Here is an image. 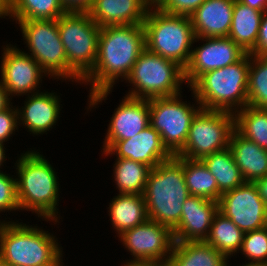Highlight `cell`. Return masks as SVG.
Returning <instances> with one entry per match:
<instances>
[{"mask_svg":"<svg viewBox=\"0 0 267 266\" xmlns=\"http://www.w3.org/2000/svg\"><path fill=\"white\" fill-rule=\"evenodd\" d=\"M144 49L145 32L142 24L105 26L100 29L94 68L81 82L82 87L89 88L85 114L108 100L115 84L127 79Z\"/></svg>","mask_w":267,"mask_h":266,"instance_id":"cell-1","label":"cell"},{"mask_svg":"<svg viewBox=\"0 0 267 266\" xmlns=\"http://www.w3.org/2000/svg\"><path fill=\"white\" fill-rule=\"evenodd\" d=\"M28 149L30 150L15 157L17 160L12 166L16 169L14 171L20 212L31 211L36 218L59 226L63 217L59 211L61 188L58 172L40 149Z\"/></svg>","mask_w":267,"mask_h":266,"instance_id":"cell-2","label":"cell"},{"mask_svg":"<svg viewBox=\"0 0 267 266\" xmlns=\"http://www.w3.org/2000/svg\"><path fill=\"white\" fill-rule=\"evenodd\" d=\"M54 232L20 221L0 226V258L11 266H60L62 244Z\"/></svg>","mask_w":267,"mask_h":266,"instance_id":"cell-3","label":"cell"},{"mask_svg":"<svg viewBox=\"0 0 267 266\" xmlns=\"http://www.w3.org/2000/svg\"><path fill=\"white\" fill-rule=\"evenodd\" d=\"M143 196L150 220L171 230L179 224L183 203L190 193L184 180V166L176 156L150 170Z\"/></svg>","mask_w":267,"mask_h":266,"instance_id":"cell-4","label":"cell"},{"mask_svg":"<svg viewBox=\"0 0 267 266\" xmlns=\"http://www.w3.org/2000/svg\"><path fill=\"white\" fill-rule=\"evenodd\" d=\"M251 54L226 67L200 75L189 87L202 109L236 113L248 105Z\"/></svg>","mask_w":267,"mask_h":266,"instance_id":"cell-5","label":"cell"},{"mask_svg":"<svg viewBox=\"0 0 267 266\" xmlns=\"http://www.w3.org/2000/svg\"><path fill=\"white\" fill-rule=\"evenodd\" d=\"M57 25L68 63V84L81 86L94 68L101 28L88 12H66L57 19Z\"/></svg>","mask_w":267,"mask_h":266,"instance_id":"cell-6","label":"cell"},{"mask_svg":"<svg viewBox=\"0 0 267 266\" xmlns=\"http://www.w3.org/2000/svg\"><path fill=\"white\" fill-rule=\"evenodd\" d=\"M145 48L185 68L196 38L189 16L148 10L143 22Z\"/></svg>","mask_w":267,"mask_h":266,"instance_id":"cell-7","label":"cell"},{"mask_svg":"<svg viewBox=\"0 0 267 266\" xmlns=\"http://www.w3.org/2000/svg\"><path fill=\"white\" fill-rule=\"evenodd\" d=\"M124 82L131 88L125 95L147 100L177 95L187 85L182 66L146 48Z\"/></svg>","mask_w":267,"mask_h":266,"instance_id":"cell-8","label":"cell"},{"mask_svg":"<svg viewBox=\"0 0 267 266\" xmlns=\"http://www.w3.org/2000/svg\"><path fill=\"white\" fill-rule=\"evenodd\" d=\"M18 24L26 49L40 67L48 74L49 80L68 82V63L58 31L57 19L10 20ZM28 50V52H27Z\"/></svg>","mask_w":267,"mask_h":266,"instance_id":"cell-9","label":"cell"},{"mask_svg":"<svg viewBox=\"0 0 267 266\" xmlns=\"http://www.w3.org/2000/svg\"><path fill=\"white\" fill-rule=\"evenodd\" d=\"M192 102L183 94L149 99L150 125L159 132L167 150L177 155L184 147L191 122L202 109L191 89Z\"/></svg>","mask_w":267,"mask_h":266,"instance_id":"cell-10","label":"cell"},{"mask_svg":"<svg viewBox=\"0 0 267 266\" xmlns=\"http://www.w3.org/2000/svg\"><path fill=\"white\" fill-rule=\"evenodd\" d=\"M234 130V113L201 109L191 122L183 149L175 156L201 160L226 149Z\"/></svg>","mask_w":267,"mask_h":266,"instance_id":"cell-11","label":"cell"},{"mask_svg":"<svg viewBox=\"0 0 267 266\" xmlns=\"http://www.w3.org/2000/svg\"><path fill=\"white\" fill-rule=\"evenodd\" d=\"M117 239L131 255L121 264H166L175 242L170 228L150 219L125 231Z\"/></svg>","mask_w":267,"mask_h":266,"instance_id":"cell-12","label":"cell"},{"mask_svg":"<svg viewBox=\"0 0 267 266\" xmlns=\"http://www.w3.org/2000/svg\"><path fill=\"white\" fill-rule=\"evenodd\" d=\"M7 43L3 42L4 46H1L0 82L10 97H23L43 90L42 82L48 74L16 43Z\"/></svg>","mask_w":267,"mask_h":266,"instance_id":"cell-13","label":"cell"},{"mask_svg":"<svg viewBox=\"0 0 267 266\" xmlns=\"http://www.w3.org/2000/svg\"><path fill=\"white\" fill-rule=\"evenodd\" d=\"M198 42L200 44L196 45ZM246 54L247 52L229 37H196L190 61L184 68L187 87L200 75L231 65Z\"/></svg>","mask_w":267,"mask_h":266,"instance_id":"cell-14","label":"cell"},{"mask_svg":"<svg viewBox=\"0 0 267 266\" xmlns=\"http://www.w3.org/2000/svg\"><path fill=\"white\" fill-rule=\"evenodd\" d=\"M218 203L219 212L231 219L244 233L267 226V205L255 183L245 182L223 193Z\"/></svg>","mask_w":267,"mask_h":266,"instance_id":"cell-15","label":"cell"},{"mask_svg":"<svg viewBox=\"0 0 267 266\" xmlns=\"http://www.w3.org/2000/svg\"><path fill=\"white\" fill-rule=\"evenodd\" d=\"M42 90L26 95L21 106L16 105L18 111V126L25 128L33 137L48 134L56 128L58 119L62 116L63 106L60 93ZM23 105V106H22Z\"/></svg>","mask_w":267,"mask_h":266,"instance_id":"cell-16","label":"cell"},{"mask_svg":"<svg viewBox=\"0 0 267 266\" xmlns=\"http://www.w3.org/2000/svg\"><path fill=\"white\" fill-rule=\"evenodd\" d=\"M121 99L108 120L101 151L115 141L134 137L150 125L149 100L127 95Z\"/></svg>","mask_w":267,"mask_h":266,"instance_id":"cell-17","label":"cell"},{"mask_svg":"<svg viewBox=\"0 0 267 266\" xmlns=\"http://www.w3.org/2000/svg\"><path fill=\"white\" fill-rule=\"evenodd\" d=\"M100 152L101 156L130 159L151 169L173 156L164 146L159 132L151 125L132 138L113 142L105 151Z\"/></svg>","mask_w":267,"mask_h":266,"instance_id":"cell-18","label":"cell"},{"mask_svg":"<svg viewBox=\"0 0 267 266\" xmlns=\"http://www.w3.org/2000/svg\"><path fill=\"white\" fill-rule=\"evenodd\" d=\"M218 212L217 201L190 195L183 203L179 224L172 230L174 241H205Z\"/></svg>","mask_w":267,"mask_h":266,"instance_id":"cell-19","label":"cell"},{"mask_svg":"<svg viewBox=\"0 0 267 266\" xmlns=\"http://www.w3.org/2000/svg\"><path fill=\"white\" fill-rule=\"evenodd\" d=\"M235 0H205L189 17L196 37H228Z\"/></svg>","mask_w":267,"mask_h":266,"instance_id":"cell-20","label":"cell"},{"mask_svg":"<svg viewBox=\"0 0 267 266\" xmlns=\"http://www.w3.org/2000/svg\"><path fill=\"white\" fill-rule=\"evenodd\" d=\"M147 11L143 0H94L88 14L102 28L143 24Z\"/></svg>","mask_w":267,"mask_h":266,"instance_id":"cell-21","label":"cell"},{"mask_svg":"<svg viewBox=\"0 0 267 266\" xmlns=\"http://www.w3.org/2000/svg\"><path fill=\"white\" fill-rule=\"evenodd\" d=\"M229 148L245 182H252L267 175V150L259 147L236 130L231 134Z\"/></svg>","mask_w":267,"mask_h":266,"instance_id":"cell-22","label":"cell"},{"mask_svg":"<svg viewBox=\"0 0 267 266\" xmlns=\"http://www.w3.org/2000/svg\"><path fill=\"white\" fill-rule=\"evenodd\" d=\"M108 204L107 213L117 237L149 219L143 195L116 193Z\"/></svg>","mask_w":267,"mask_h":266,"instance_id":"cell-23","label":"cell"},{"mask_svg":"<svg viewBox=\"0 0 267 266\" xmlns=\"http://www.w3.org/2000/svg\"><path fill=\"white\" fill-rule=\"evenodd\" d=\"M228 258L205 241L174 242L167 266H226Z\"/></svg>","mask_w":267,"mask_h":266,"instance_id":"cell-24","label":"cell"},{"mask_svg":"<svg viewBox=\"0 0 267 266\" xmlns=\"http://www.w3.org/2000/svg\"><path fill=\"white\" fill-rule=\"evenodd\" d=\"M263 12L235 0L228 37L247 53L255 46Z\"/></svg>","mask_w":267,"mask_h":266,"instance_id":"cell-25","label":"cell"},{"mask_svg":"<svg viewBox=\"0 0 267 266\" xmlns=\"http://www.w3.org/2000/svg\"><path fill=\"white\" fill-rule=\"evenodd\" d=\"M112 181L118 194L143 195L151 168L141 162L126 158H115Z\"/></svg>","mask_w":267,"mask_h":266,"instance_id":"cell-26","label":"cell"},{"mask_svg":"<svg viewBox=\"0 0 267 266\" xmlns=\"http://www.w3.org/2000/svg\"><path fill=\"white\" fill-rule=\"evenodd\" d=\"M201 161L215 177L218 189L222 194L245 183L229 147L214 152L202 158Z\"/></svg>","mask_w":267,"mask_h":266,"instance_id":"cell-27","label":"cell"},{"mask_svg":"<svg viewBox=\"0 0 267 266\" xmlns=\"http://www.w3.org/2000/svg\"><path fill=\"white\" fill-rule=\"evenodd\" d=\"M244 234L231 219L218 212L213 219L205 242L213 246L228 259H231L238 255Z\"/></svg>","mask_w":267,"mask_h":266,"instance_id":"cell-28","label":"cell"},{"mask_svg":"<svg viewBox=\"0 0 267 266\" xmlns=\"http://www.w3.org/2000/svg\"><path fill=\"white\" fill-rule=\"evenodd\" d=\"M184 166V180L191 196H200L219 201V191L215 177L201 160H192L176 156Z\"/></svg>","mask_w":267,"mask_h":266,"instance_id":"cell-29","label":"cell"},{"mask_svg":"<svg viewBox=\"0 0 267 266\" xmlns=\"http://www.w3.org/2000/svg\"><path fill=\"white\" fill-rule=\"evenodd\" d=\"M66 11L59 0H7V19H58Z\"/></svg>","mask_w":267,"mask_h":266,"instance_id":"cell-30","label":"cell"},{"mask_svg":"<svg viewBox=\"0 0 267 266\" xmlns=\"http://www.w3.org/2000/svg\"><path fill=\"white\" fill-rule=\"evenodd\" d=\"M234 115L235 130L267 150V109L247 105Z\"/></svg>","mask_w":267,"mask_h":266,"instance_id":"cell-31","label":"cell"},{"mask_svg":"<svg viewBox=\"0 0 267 266\" xmlns=\"http://www.w3.org/2000/svg\"><path fill=\"white\" fill-rule=\"evenodd\" d=\"M248 105L267 109V55H252L248 71Z\"/></svg>","mask_w":267,"mask_h":266,"instance_id":"cell-32","label":"cell"},{"mask_svg":"<svg viewBox=\"0 0 267 266\" xmlns=\"http://www.w3.org/2000/svg\"><path fill=\"white\" fill-rule=\"evenodd\" d=\"M239 253L245 258L242 263L267 266V226L246 232Z\"/></svg>","mask_w":267,"mask_h":266,"instance_id":"cell-33","label":"cell"},{"mask_svg":"<svg viewBox=\"0 0 267 266\" xmlns=\"http://www.w3.org/2000/svg\"><path fill=\"white\" fill-rule=\"evenodd\" d=\"M6 171H0V213L6 212V217L9 220L6 221H19L10 219L7 216V212L14 213L15 211L20 212L18 200H17V187H16V175L6 173ZM2 218V216L0 215Z\"/></svg>","mask_w":267,"mask_h":266,"instance_id":"cell-34","label":"cell"},{"mask_svg":"<svg viewBox=\"0 0 267 266\" xmlns=\"http://www.w3.org/2000/svg\"><path fill=\"white\" fill-rule=\"evenodd\" d=\"M18 111L16 104L0 112V143L7 144L15 132H19ZM17 130V131H16Z\"/></svg>","mask_w":267,"mask_h":266,"instance_id":"cell-35","label":"cell"},{"mask_svg":"<svg viewBox=\"0 0 267 266\" xmlns=\"http://www.w3.org/2000/svg\"><path fill=\"white\" fill-rule=\"evenodd\" d=\"M205 0H167L160 8L169 14L190 16Z\"/></svg>","mask_w":267,"mask_h":266,"instance_id":"cell-36","label":"cell"},{"mask_svg":"<svg viewBox=\"0 0 267 266\" xmlns=\"http://www.w3.org/2000/svg\"><path fill=\"white\" fill-rule=\"evenodd\" d=\"M249 54L267 55V10H265L262 15L256 46Z\"/></svg>","mask_w":267,"mask_h":266,"instance_id":"cell-37","label":"cell"},{"mask_svg":"<svg viewBox=\"0 0 267 266\" xmlns=\"http://www.w3.org/2000/svg\"><path fill=\"white\" fill-rule=\"evenodd\" d=\"M66 12H88L94 0H59Z\"/></svg>","mask_w":267,"mask_h":266,"instance_id":"cell-38","label":"cell"},{"mask_svg":"<svg viewBox=\"0 0 267 266\" xmlns=\"http://www.w3.org/2000/svg\"><path fill=\"white\" fill-rule=\"evenodd\" d=\"M12 100L13 99L0 82V112L14 104Z\"/></svg>","mask_w":267,"mask_h":266,"instance_id":"cell-39","label":"cell"},{"mask_svg":"<svg viewBox=\"0 0 267 266\" xmlns=\"http://www.w3.org/2000/svg\"><path fill=\"white\" fill-rule=\"evenodd\" d=\"M258 188L260 197L263 199L264 203L267 205V175L254 182Z\"/></svg>","mask_w":267,"mask_h":266,"instance_id":"cell-40","label":"cell"},{"mask_svg":"<svg viewBox=\"0 0 267 266\" xmlns=\"http://www.w3.org/2000/svg\"><path fill=\"white\" fill-rule=\"evenodd\" d=\"M239 1L245 5H248L249 7L255 8L262 12L267 10V0H239Z\"/></svg>","mask_w":267,"mask_h":266,"instance_id":"cell-41","label":"cell"},{"mask_svg":"<svg viewBox=\"0 0 267 266\" xmlns=\"http://www.w3.org/2000/svg\"><path fill=\"white\" fill-rule=\"evenodd\" d=\"M167 0H143L145 7L148 10L160 9Z\"/></svg>","mask_w":267,"mask_h":266,"instance_id":"cell-42","label":"cell"},{"mask_svg":"<svg viewBox=\"0 0 267 266\" xmlns=\"http://www.w3.org/2000/svg\"><path fill=\"white\" fill-rule=\"evenodd\" d=\"M6 150H7L6 145L0 143V171H3V170L5 171L4 168H6V167L4 165L7 162V159L9 158V156L6 153Z\"/></svg>","mask_w":267,"mask_h":266,"instance_id":"cell-43","label":"cell"},{"mask_svg":"<svg viewBox=\"0 0 267 266\" xmlns=\"http://www.w3.org/2000/svg\"><path fill=\"white\" fill-rule=\"evenodd\" d=\"M7 19V0H0V19Z\"/></svg>","mask_w":267,"mask_h":266,"instance_id":"cell-44","label":"cell"},{"mask_svg":"<svg viewBox=\"0 0 267 266\" xmlns=\"http://www.w3.org/2000/svg\"><path fill=\"white\" fill-rule=\"evenodd\" d=\"M120 266H167L166 264H121Z\"/></svg>","mask_w":267,"mask_h":266,"instance_id":"cell-45","label":"cell"},{"mask_svg":"<svg viewBox=\"0 0 267 266\" xmlns=\"http://www.w3.org/2000/svg\"><path fill=\"white\" fill-rule=\"evenodd\" d=\"M231 261V259L228 260L227 265L226 266H231V264L229 263ZM239 266H263V265H258V264H245V263H240Z\"/></svg>","mask_w":267,"mask_h":266,"instance_id":"cell-46","label":"cell"},{"mask_svg":"<svg viewBox=\"0 0 267 266\" xmlns=\"http://www.w3.org/2000/svg\"><path fill=\"white\" fill-rule=\"evenodd\" d=\"M0 266H11L0 258Z\"/></svg>","mask_w":267,"mask_h":266,"instance_id":"cell-47","label":"cell"},{"mask_svg":"<svg viewBox=\"0 0 267 266\" xmlns=\"http://www.w3.org/2000/svg\"><path fill=\"white\" fill-rule=\"evenodd\" d=\"M4 218H5V220L0 218V226L3 224V222H4V221H6V220H7V218H6V217H4Z\"/></svg>","mask_w":267,"mask_h":266,"instance_id":"cell-48","label":"cell"},{"mask_svg":"<svg viewBox=\"0 0 267 266\" xmlns=\"http://www.w3.org/2000/svg\"><path fill=\"white\" fill-rule=\"evenodd\" d=\"M66 264L63 262L60 266H65ZM67 266V265H66ZM69 266V265H68Z\"/></svg>","mask_w":267,"mask_h":266,"instance_id":"cell-49","label":"cell"}]
</instances>
